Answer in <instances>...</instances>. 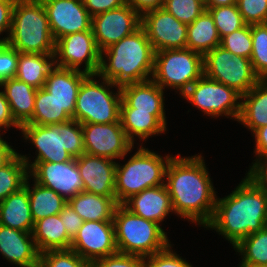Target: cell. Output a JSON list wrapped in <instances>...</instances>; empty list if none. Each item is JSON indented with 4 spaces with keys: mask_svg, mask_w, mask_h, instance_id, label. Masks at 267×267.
<instances>
[{
    "mask_svg": "<svg viewBox=\"0 0 267 267\" xmlns=\"http://www.w3.org/2000/svg\"><path fill=\"white\" fill-rule=\"evenodd\" d=\"M38 267H93L92 262L81 258L75 251L49 250L40 253Z\"/></svg>",
    "mask_w": 267,
    "mask_h": 267,
    "instance_id": "obj_38",
    "label": "cell"
},
{
    "mask_svg": "<svg viewBox=\"0 0 267 267\" xmlns=\"http://www.w3.org/2000/svg\"><path fill=\"white\" fill-rule=\"evenodd\" d=\"M0 224L19 231H33L34 221L28 189L25 186L0 203Z\"/></svg>",
    "mask_w": 267,
    "mask_h": 267,
    "instance_id": "obj_26",
    "label": "cell"
},
{
    "mask_svg": "<svg viewBox=\"0 0 267 267\" xmlns=\"http://www.w3.org/2000/svg\"><path fill=\"white\" fill-rule=\"evenodd\" d=\"M84 7L93 17L97 14L122 7L125 0H83Z\"/></svg>",
    "mask_w": 267,
    "mask_h": 267,
    "instance_id": "obj_46",
    "label": "cell"
},
{
    "mask_svg": "<svg viewBox=\"0 0 267 267\" xmlns=\"http://www.w3.org/2000/svg\"><path fill=\"white\" fill-rule=\"evenodd\" d=\"M139 146L124 165L116 164L115 195L118 204L144 189L165 184L166 168L173 155L163 157Z\"/></svg>",
    "mask_w": 267,
    "mask_h": 267,
    "instance_id": "obj_7",
    "label": "cell"
},
{
    "mask_svg": "<svg viewBox=\"0 0 267 267\" xmlns=\"http://www.w3.org/2000/svg\"><path fill=\"white\" fill-rule=\"evenodd\" d=\"M59 215L64 223L67 234L73 239L83 225L84 220L74 211L68 202Z\"/></svg>",
    "mask_w": 267,
    "mask_h": 267,
    "instance_id": "obj_45",
    "label": "cell"
},
{
    "mask_svg": "<svg viewBox=\"0 0 267 267\" xmlns=\"http://www.w3.org/2000/svg\"><path fill=\"white\" fill-rule=\"evenodd\" d=\"M71 119L72 117L60 106L51 93L43 87L37 89L33 116L27 124L47 126L64 123Z\"/></svg>",
    "mask_w": 267,
    "mask_h": 267,
    "instance_id": "obj_33",
    "label": "cell"
},
{
    "mask_svg": "<svg viewBox=\"0 0 267 267\" xmlns=\"http://www.w3.org/2000/svg\"><path fill=\"white\" fill-rule=\"evenodd\" d=\"M122 101L120 108H135L136 111L165 115L164 89L152 79L120 86Z\"/></svg>",
    "mask_w": 267,
    "mask_h": 267,
    "instance_id": "obj_23",
    "label": "cell"
},
{
    "mask_svg": "<svg viewBox=\"0 0 267 267\" xmlns=\"http://www.w3.org/2000/svg\"><path fill=\"white\" fill-rule=\"evenodd\" d=\"M141 26L155 52L186 48L188 25L178 21L163 7L145 12Z\"/></svg>",
    "mask_w": 267,
    "mask_h": 267,
    "instance_id": "obj_17",
    "label": "cell"
},
{
    "mask_svg": "<svg viewBox=\"0 0 267 267\" xmlns=\"http://www.w3.org/2000/svg\"><path fill=\"white\" fill-rule=\"evenodd\" d=\"M204 74L203 56L188 48L155 52L152 80L162 89H176L182 96Z\"/></svg>",
    "mask_w": 267,
    "mask_h": 267,
    "instance_id": "obj_9",
    "label": "cell"
},
{
    "mask_svg": "<svg viewBox=\"0 0 267 267\" xmlns=\"http://www.w3.org/2000/svg\"><path fill=\"white\" fill-rule=\"evenodd\" d=\"M122 205L134 215L158 224L162 223L169 213H174L165 184L144 189Z\"/></svg>",
    "mask_w": 267,
    "mask_h": 267,
    "instance_id": "obj_21",
    "label": "cell"
},
{
    "mask_svg": "<svg viewBox=\"0 0 267 267\" xmlns=\"http://www.w3.org/2000/svg\"><path fill=\"white\" fill-rule=\"evenodd\" d=\"M70 249L90 262L117 253L113 221H84Z\"/></svg>",
    "mask_w": 267,
    "mask_h": 267,
    "instance_id": "obj_16",
    "label": "cell"
},
{
    "mask_svg": "<svg viewBox=\"0 0 267 267\" xmlns=\"http://www.w3.org/2000/svg\"><path fill=\"white\" fill-rule=\"evenodd\" d=\"M266 226L267 190L246 175L232 193L216 199L212 219L204 228L216 230L235 247Z\"/></svg>",
    "mask_w": 267,
    "mask_h": 267,
    "instance_id": "obj_2",
    "label": "cell"
},
{
    "mask_svg": "<svg viewBox=\"0 0 267 267\" xmlns=\"http://www.w3.org/2000/svg\"><path fill=\"white\" fill-rule=\"evenodd\" d=\"M55 66L81 71L86 74H98L101 51L94 38L93 30L65 35L55 42ZM57 58V59H56Z\"/></svg>",
    "mask_w": 267,
    "mask_h": 267,
    "instance_id": "obj_12",
    "label": "cell"
},
{
    "mask_svg": "<svg viewBox=\"0 0 267 267\" xmlns=\"http://www.w3.org/2000/svg\"><path fill=\"white\" fill-rule=\"evenodd\" d=\"M84 153L112 160L131 153L134 144L128 139L121 122L81 124Z\"/></svg>",
    "mask_w": 267,
    "mask_h": 267,
    "instance_id": "obj_14",
    "label": "cell"
},
{
    "mask_svg": "<svg viewBox=\"0 0 267 267\" xmlns=\"http://www.w3.org/2000/svg\"><path fill=\"white\" fill-rule=\"evenodd\" d=\"M6 43L22 53L55 54V40L41 0H16Z\"/></svg>",
    "mask_w": 267,
    "mask_h": 267,
    "instance_id": "obj_4",
    "label": "cell"
},
{
    "mask_svg": "<svg viewBox=\"0 0 267 267\" xmlns=\"http://www.w3.org/2000/svg\"><path fill=\"white\" fill-rule=\"evenodd\" d=\"M252 136L255 140L254 153L256 159L254 161H256L259 157L267 156V125L256 129Z\"/></svg>",
    "mask_w": 267,
    "mask_h": 267,
    "instance_id": "obj_51",
    "label": "cell"
},
{
    "mask_svg": "<svg viewBox=\"0 0 267 267\" xmlns=\"http://www.w3.org/2000/svg\"><path fill=\"white\" fill-rule=\"evenodd\" d=\"M154 55L152 44L141 26L101 51L98 75L118 86L150 80L154 69Z\"/></svg>",
    "mask_w": 267,
    "mask_h": 267,
    "instance_id": "obj_3",
    "label": "cell"
},
{
    "mask_svg": "<svg viewBox=\"0 0 267 267\" xmlns=\"http://www.w3.org/2000/svg\"><path fill=\"white\" fill-rule=\"evenodd\" d=\"M204 157L173 156L165 173V185L175 214L205 227L212 219L216 192Z\"/></svg>",
    "mask_w": 267,
    "mask_h": 267,
    "instance_id": "obj_1",
    "label": "cell"
},
{
    "mask_svg": "<svg viewBox=\"0 0 267 267\" xmlns=\"http://www.w3.org/2000/svg\"><path fill=\"white\" fill-rule=\"evenodd\" d=\"M142 16L129 4L92 17V30L100 51L141 27Z\"/></svg>",
    "mask_w": 267,
    "mask_h": 267,
    "instance_id": "obj_15",
    "label": "cell"
},
{
    "mask_svg": "<svg viewBox=\"0 0 267 267\" xmlns=\"http://www.w3.org/2000/svg\"><path fill=\"white\" fill-rule=\"evenodd\" d=\"M250 166L248 176H250L259 186L267 190V156L259 157Z\"/></svg>",
    "mask_w": 267,
    "mask_h": 267,
    "instance_id": "obj_48",
    "label": "cell"
},
{
    "mask_svg": "<svg viewBox=\"0 0 267 267\" xmlns=\"http://www.w3.org/2000/svg\"><path fill=\"white\" fill-rule=\"evenodd\" d=\"M29 176L27 164L17 153L6 165L0 168V203L11 193L20 190Z\"/></svg>",
    "mask_w": 267,
    "mask_h": 267,
    "instance_id": "obj_35",
    "label": "cell"
},
{
    "mask_svg": "<svg viewBox=\"0 0 267 267\" xmlns=\"http://www.w3.org/2000/svg\"><path fill=\"white\" fill-rule=\"evenodd\" d=\"M238 122L251 133L267 125V79H261L247 93L241 95Z\"/></svg>",
    "mask_w": 267,
    "mask_h": 267,
    "instance_id": "obj_27",
    "label": "cell"
},
{
    "mask_svg": "<svg viewBox=\"0 0 267 267\" xmlns=\"http://www.w3.org/2000/svg\"><path fill=\"white\" fill-rule=\"evenodd\" d=\"M87 75L82 71L54 66L49 71L43 86L72 119L81 83Z\"/></svg>",
    "mask_w": 267,
    "mask_h": 267,
    "instance_id": "obj_22",
    "label": "cell"
},
{
    "mask_svg": "<svg viewBox=\"0 0 267 267\" xmlns=\"http://www.w3.org/2000/svg\"><path fill=\"white\" fill-rule=\"evenodd\" d=\"M29 169V176L35 182L54 190L67 201L83 191L76 158L63 163L30 162L29 157L21 155Z\"/></svg>",
    "mask_w": 267,
    "mask_h": 267,
    "instance_id": "obj_13",
    "label": "cell"
},
{
    "mask_svg": "<svg viewBox=\"0 0 267 267\" xmlns=\"http://www.w3.org/2000/svg\"><path fill=\"white\" fill-rule=\"evenodd\" d=\"M0 87L4 88L3 92L15 122L20 127L27 124L33 116L37 89L16 78L2 80Z\"/></svg>",
    "mask_w": 267,
    "mask_h": 267,
    "instance_id": "obj_25",
    "label": "cell"
},
{
    "mask_svg": "<svg viewBox=\"0 0 267 267\" xmlns=\"http://www.w3.org/2000/svg\"><path fill=\"white\" fill-rule=\"evenodd\" d=\"M93 267H144V257L115 253L92 262Z\"/></svg>",
    "mask_w": 267,
    "mask_h": 267,
    "instance_id": "obj_43",
    "label": "cell"
},
{
    "mask_svg": "<svg viewBox=\"0 0 267 267\" xmlns=\"http://www.w3.org/2000/svg\"><path fill=\"white\" fill-rule=\"evenodd\" d=\"M220 41L213 17L208 10L188 24L186 48L204 57L209 51L220 46Z\"/></svg>",
    "mask_w": 267,
    "mask_h": 267,
    "instance_id": "obj_31",
    "label": "cell"
},
{
    "mask_svg": "<svg viewBox=\"0 0 267 267\" xmlns=\"http://www.w3.org/2000/svg\"><path fill=\"white\" fill-rule=\"evenodd\" d=\"M171 246L169 245L163 251L144 257V267H193L176 252L174 253Z\"/></svg>",
    "mask_w": 267,
    "mask_h": 267,
    "instance_id": "obj_42",
    "label": "cell"
},
{
    "mask_svg": "<svg viewBox=\"0 0 267 267\" xmlns=\"http://www.w3.org/2000/svg\"><path fill=\"white\" fill-rule=\"evenodd\" d=\"M120 122L128 139L134 144L138 136L143 142L153 135L166 132V115H152L135 108H120Z\"/></svg>",
    "mask_w": 267,
    "mask_h": 267,
    "instance_id": "obj_24",
    "label": "cell"
},
{
    "mask_svg": "<svg viewBox=\"0 0 267 267\" xmlns=\"http://www.w3.org/2000/svg\"><path fill=\"white\" fill-rule=\"evenodd\" d=\"M74 211L84 221H113L119 205L116 197H104L81 191L68 200Z\"/></svg>",
    "mask_w": 267,
    "mask_h": 267,
    "instance_id": "obj_29",
    "label": "cell"
},
{
    "mask_svg": "<svg viewBox=\"0 0 267 267\" xmlns=\"http://www.w3.org/2000/svg\"><path fill=\"white\" fill-rule=\"evenodd\" d=\"M10 127H15L20 130V126L12 117L4 92L0 91V131H2L1 128L7 131Z\"/></svg>",
    "mask_w": 267,
    "mask_h": 267,
    "instance_id": "obj_49",
    "label": "cell"
},
{
    "mask_svg": "<svg viewBox=\"0 0 267 267\" xmlns=\"http://www.w3.org/2000/svg\"><path fill=\"white\" fill-rule=\"evenodd\" d=\"M94 77H99L101 83ZM113 87L117 88L116 94L110 91ZM121 101L120 86L98 74H88L78 92L74 119L80 124L120 122Z\"/></svg>",
    "mask_w": 267,
    "mask_h": 267,
    "instance_id": "obj_8",
    "label": "cell"
},
{
    "mask_svg": "<svg viewBox=\"0 0 267 267\" xmlns=\"http://www.w3.org/2000/svg\"><path fill=\"white\" fill-rule=\"evenodd\" d=\"M32 236L39 253L71 248L72 238L67 234L59 214L36 221Z\"/></svg>",
    "mask_w": 267,
    "mask_h": 267,
    "instance_id": "obj_28",
    "label": "cell"
},
{
    "mask_svg": "<svg viewBox=\"0 0 267 267\" xmlns=\"http://www.w3.org/2000/svg\"><path fill=\"white\" fill-rule=\"evenodd\" d=\"M237 0H206V8L235 5Z\"/></svg>",
    "mask_w": 267,
    "mask_h": 267,
    "instance_id": "obj_53",
    "label": "cell"
},
{
    "mask_svg": "<svg viewBox=\"0 0 267 267\" xmlns=\"http://www.w3.org/2000/svg\"><path fill=\"white\" fill-rule=\"evenodd\" d=\"M76 163L82 178L84 192L104 197H116L117 162L110 158L84 153L76 158Z\"/></svg>",
    "mask_w": 267,
    "mask_h": 267,
    "instance_id": "obj_19",
    "label": "cell"
},
{
    "mask_svg": "<svg viewBox=\"0 0 267 267\" xmlns=\"http://www.w3.org/2000/svg\"><path fill=\"white\" fill-rule=\"evenodd\" d=\"M252 54L250 61L260 79H267V23L251 25Z\"/></svg>",
    "mask_w": 267,
    "mask_h": 267,
    "instance_id": "obj_36",
    "label": "cell"
},
{
    "mask_svg": "<svg viewBox=\"0 0 267 267\" xmlns=\"http://www.w3.org/2000/svg\"><path fill=\"white\" fill-rule=\"evenodd\" d=\"M29 179H31L30 176L26 179L24 186L28 189L34 223L45 217L59 214L68 201L54 190L40 185L34 180V184H31L33 186L30 187Z\"/></svg>",
    "mask_w": 267,
    "mask_h": 267,
    "instance_id": "obj_32",
    "label": "cell"
},
{
    "mask_svg": "<svg viewBox=\"0 0 267 267\" xmlns=\"http://www.w3.org/2000/svg\"><path fill=\"white\" fill-rule=\"evenodd\" d=\"M113 224L119 253L147 257L171 245L161 224L134 215L122 204L115 209Z\"/></svg>",
    "mask_w": 267,
    "mask_h": 267,
    "instance_id": "obj_6",
    "label": "cell"
},
{
    "mask_svg": "<svg viewBox=\"0 0 267 267\" xmlns=\"http://www.w3.org/2000/svg\"><path fill=\"white\" fill-rule=\"evenodd\" d=\"M236 5L245 24L267 23V0H237Z\"/></svg>",
    "mask_w": 267,
    "mask_h": 267,
    "instance_id": "obj_41",
    "label": "cell"
},
{
    "mask_svg": "<svg viewBox=\"0 0 267 267\" xmlns=\"http://www.w3.org/2000/svg\"><path fill=\"white\" fill-rule=\"evenodd\" d=\"M233 248L242 256L239 267H266L267 226L258 232L251 233Z\"/></svg>",
    "mask_w": 267,
    "mask_h": 267,
    "instance_id": "obj_34",
    "label": "cell"
},
{
    "mask_svg": "<svg viewBox=\"0 0 267 267\" xmlns=\"http://www.w3.org/2000/svg\"><path fill=\"white\" fill-rule=\"evenodd\" d=\"M16 0H0V35L7 32V37L0 39V43H5L12 23V11Z\"/></svg>",
    "mask_w": 267,
    "mask_h": 267,
    "instance_id": "obj_47",
    "label": "cell"
},
{
    "mask_svg": "<svg viewBox=\"0 0 267 267\" xmlns=\"http://www.w3.org/2000/svg\"><path fill=\"white\" fill-rule=\"evenodd\" d=\"M18 64V51L9 44L0 43V82L15 78Z\"/></svg>",
    "mask_w": 267,
    "mask_h": 267,
    "instance_id": "obj_44",
    "label": "cell"
},
{
    "mask_svg": "<svg viewBox=\"0 0 267 267\" xmlns=\"http://www.w3.org/2000/svg\"><path fill=\"white\" fill-rule=\"evenodd\" d=\"M163 8L188 25L206 10V3L200 0H165Z\"/></svg>",
    "mask_w": 267,
    "mask_h": 267,
    "instance_id": "obj_39",
    "label": "cell"
},
{
    "mask_svg": "<svg viewBox=\"0 0 267 267\" xmlns=\"http://www.w3.org/2000/svg\"><path fill=\"white\" fill-rule=\"evenodd\" d=\"M182 98L212 118L226 116L238 121L241 112V94L204 74L188 88Z\"/></svg>",
    "mask_w": 267,
    "mask_h": 267,
    "instance_id": "obj_11",
    "label": "cell"
},
{
    "mask_svg": "<svg viewBox=\"0 0 267 267\" xmlns=\"http://www.w3.org/2000/svg\"><path fill=\"white\" fill-rule=\"evenodd\" d=\"M125 3L142 16L147 11L162 8L165 0H125Z\"/></svg>",
    "mask_w": 267,
    "mask_h": 267,
    "instance_id": "obj_50",
    "label": "cell"
},
{
    "mask_svg": "<svg viewBox=\"0 0 267 267\" xmlns=\"http://www.w3.org/2000/svg\"><path fill=\"white\" fill-rule=\"evenodd\" d=\"M0 254L19 267H38L40 253L32 232L19 231L0 224Z\"/></svg>",
    "mask_w": 267,
    "mask_h": 267,
    "instance_id": "obj_20",
    "label": "cell"
},
{
    "mask_svg": "<svg viewBox=\"0 0 267 267\" xmlns=\"http://www.w3.org/2000/svg\"><path fill=\"white\" fill-rule=\"evenodd\" d=\"M55 42L68 34L92 29V16L83 0H41Z\"/></svg>",
    "mask_w": 267,
    "mask_h": 267,
    "instance_id": "obj_18",
    "label": "cell"
},
{
    "mask_svg": "<svg viewBox=\"0 0 267 267\" xmlns=\"http://www.w3.org/2000/svg\"><path fill=\"white\" fill-rule=\"evenodd\" d=\"M203 68L206 77L234 88L241 95L261 80L255 73L250 59L233 55L221 46L203 57Z\"/></svg>",
    "mask_w": 267,
    "mask_h": 267,
    "instance_id": "obj_10",
    "label": "cell"
},
{
    "mask_svg": "<svg viewBox=\"0 0 267 267\" xmlns=\"http://www.w3.org/2000/svg\"><path fill=\"white\" fill-rule=\"evenodd\" d=\"M213 17L220 38L244 27L246 24L237 5L206 8Z\"/></svg>",
    "mask_w": 267,
    "mask_h": 267,
    "instance_id": "obj_37",
    "label": "cell"
},
{
    "mask_svg": "<svg viewBox=\"0 0 267 267\" xmlns=\"http://www.w3.org/2000/svg\"><path fill=\"white\" fill-rule=\"evenodd\" d=\"M20 131L37 149L34 162L63 163L84 154L82 126L75 119L47 126L24 124Z\"/></svg>",
    "mask_w": 267,
    "mask_h": 267,
    "instance_id": "obj_5",
    "label": "cell"
},
{
    "mask_svg": "<svg viewBox=\"0 0 267 267\" xmlns=\"http://www.w3.org/2000/svg\"><path fill=\"white\" fill-rule=\"evenodd\" d=\"M54 54L18 52L15 78L40 89L44 86L49 71L55 66Z\"/></svg>",
    "mask_w": 267,
    "mask_h": 267,
    "instance_id": "obj_30",
    "label": "cell"
},
{
    "mask_svg": "<svg viewBox=\"0 0 267 267\" xmlns=\"http://www.w3.org/2000/svg\"><path fill=\"white\" fill-rule=\"evenodd\" d=\"M0 135V168L6 165L17 152Z\"/></svg>",
    "mask_w": 267,
    "mask_h": 267,
    "instance_id": "obj_52",
    "label": "cell"
},
{
    "mask_svg": "<svg viewBox=\"0 0 267 267\" xmlns=\"http://www.w3.org/2000/svg\"><path fill=\"white\" fill-rule=\"evenodd\" d=\"M220 46L233 55L250 59L252 54L251 25L246 24L241 29L222 37Z\"/></svg>",
    "mask_w": 267,
    "mask_h": 267,
    "instance_id": "obj_40",
    "label": "cell"
}]
</instances>
